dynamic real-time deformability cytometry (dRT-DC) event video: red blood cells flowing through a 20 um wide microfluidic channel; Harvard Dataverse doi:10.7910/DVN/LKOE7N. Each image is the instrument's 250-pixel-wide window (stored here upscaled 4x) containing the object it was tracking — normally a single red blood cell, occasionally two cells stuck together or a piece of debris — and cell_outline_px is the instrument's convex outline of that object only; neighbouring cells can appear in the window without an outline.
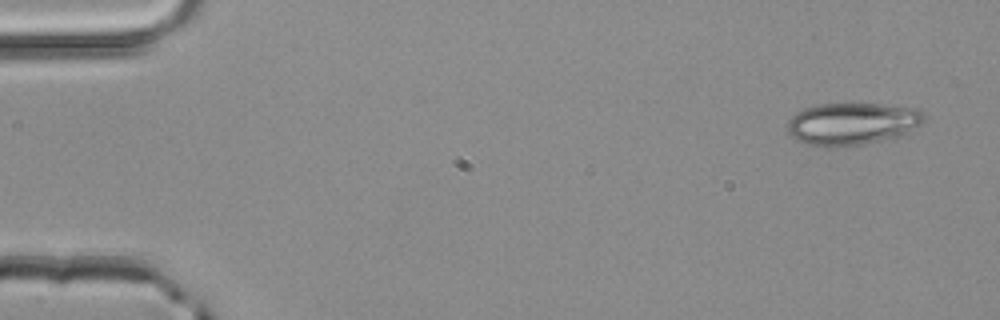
{"species": "common noctule bat (a hibernating species)", "species_latin": "Nyctalus noctula", "temperature_condition": "room temperature", "stored_images_in_passage": 4, "camera_frame_rate_fps": 3000, "um_per_image_px": 0.085, "animal": {"sex": "male", "body_mass_g": 20.4}, "frame": {"image": 1, "passage_image": 1, "time_ms": 0.0, "image_size_px": [1000, 320], "cell_outline_px": [[928, 116], [920, 124], [900, 136], [860, 144], [828, 148], [808, 144], [796, 140], [788, 132], [788, 120], [796, 112], [804, 108], [816, 104], [880, 104], [920, 108]], "centroid_in_image_um": [72.44, 10.5], "position_along_channel_um": 12.6, "area_um2": 33.76}}